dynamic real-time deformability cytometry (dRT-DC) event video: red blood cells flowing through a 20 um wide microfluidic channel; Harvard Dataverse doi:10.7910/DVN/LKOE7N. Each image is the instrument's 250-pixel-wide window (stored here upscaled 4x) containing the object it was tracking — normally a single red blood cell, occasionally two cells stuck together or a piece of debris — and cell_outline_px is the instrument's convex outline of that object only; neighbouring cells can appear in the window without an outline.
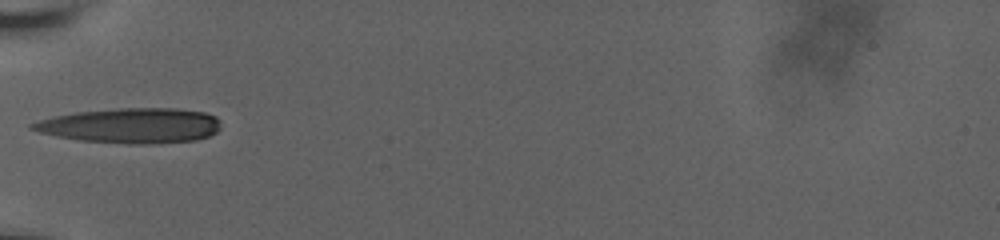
{"species": "human", "species_latin": "Homo sapiens", "temperature_condition": "room temperature", "stored_images_in_passage": 37, "camera_frame_rate_fps": 3000, "um_per_image_px": 0.085, "donor": {"sex": "male"}, "frame": {"image": 1, "passage_image": 1, "time_ms": 0.0, "image_size_px": [1000, 240], "cell_outline_px": [[220, 128], [216, 132], [208, 136], [196, 140], [152, 144], [128, 144], [80, 140], [56, 136], [40, 132], [28, 128], [28, 124], [40, 120], [56, 116], [76, 112], [120, 108], [176, 108], [204, 112], [216, 116], [220, 120]], "centroid_in_image_um": [11.16, 10.68], "position_along_channel_um": 73.8, "area_um2": 38.61}}
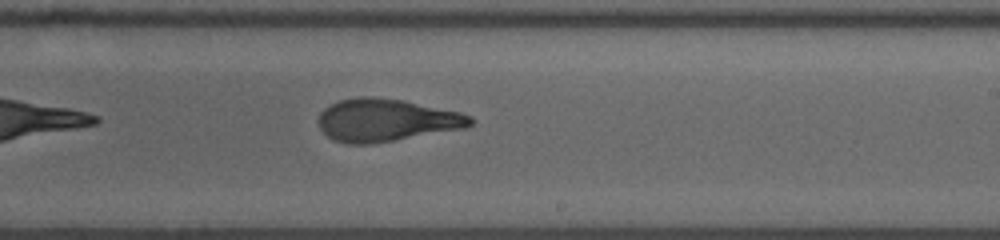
{"frame": {"image": 2, "passage_image": 16, "time_ms": 5.0, "image_size_px": [1000, 240], "cell_outline_px": [[476, 120], [472, 124], [464, 128], [372, 144], [348, 144], [332, 140], [320, 128], [320, 112], [324, 108], [340, 100], [360, 96], [372, 96], [404, 100], [460, 112], [472, 116]], "centroid_in_image_um": [32.84, 10.21], "position_along_channel_um": 256.2, "area_um2": 37.69}}
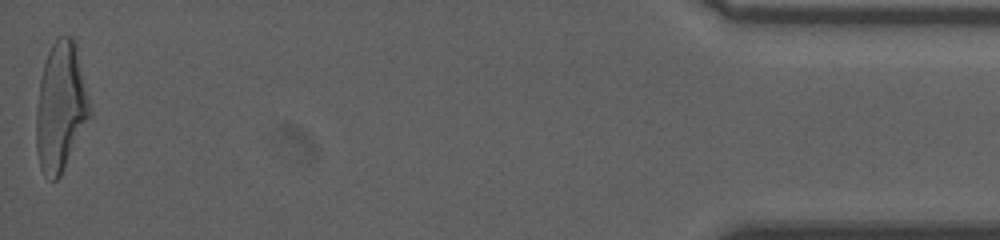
{"frame": {"image": 3, "passage_image": 37, "time_ms": 12.0, "image_size_px": [1000, 240], "cell_outline_px": [[92, 116], [60, 176], [56, 180], [52, 180], [44, 176], [40, 168], [36, 148], [36, 108], [40, 80], [44, 64], [48, 52], [52, 44], [60, 36], [72, 36], [76, 44], [92, 112]], "centroid_in_image_um": [5.17, 9.13], "position_along_channel_um": 430.0, "area_um2": 40.46}, "authors_computed_cell_mechanics": {"area_um2": 37.6856, "velocity_mm_per_s": 3.6711, "shape_relaxation_time_tau1_ms": 6.6935, "shape_relaxation_time_tau2_ms": 1.4225, "deformation_change_tau1": 0.264, "deformation_change_tau2": 0.1061}}